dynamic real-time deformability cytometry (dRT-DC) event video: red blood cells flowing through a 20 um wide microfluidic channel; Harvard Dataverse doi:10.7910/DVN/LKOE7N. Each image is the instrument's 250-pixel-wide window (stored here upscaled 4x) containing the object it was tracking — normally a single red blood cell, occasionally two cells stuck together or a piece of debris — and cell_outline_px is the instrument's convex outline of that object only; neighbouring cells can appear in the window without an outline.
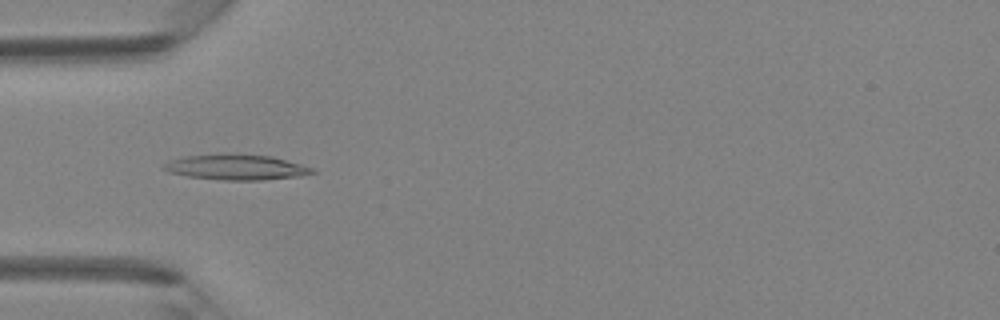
{"species": "Egyptian fruit bat (a non-hibernating species)", "species_latin": "Rousettus aegyptiacus", "temperature_condition": "room temperature", "stored_images_in_passage": 40, "camera_frame_rate_fps": 3000, "um_per_image_px": 0.085, "animal": {"sex": "female"}, "frame": {"image": 1, "passage_image": 11, "time_ms": 3.333, "image_size_px": [1000, 320], "cell_outline_px": [[316, 172], [300, 176], [264, 180], [224, 180], [188, 176], [168, 172], [160, 168], [168, 160], [184, 156], [272, 156], [300, 164], [312, 168]], "centroid_in_image_um": [20.06, 14.25], "position_along_channel_um": 64.9, "area_um2": 21.1}}
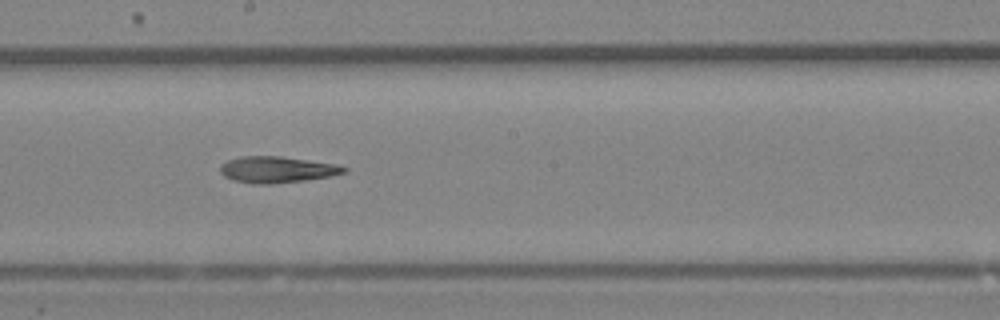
{"frame": {"image": 2, "passage_image": 21, "time_ms": 6.667, "image_size_px": [1000, 320], "cell_outline_px": [[348, 172], [328, 176], [304, 180], [272, 184], [252, 184], [232, 180], [224, 176], [220, 172], [220, 164], [228, 160], [240, 156], [280, 156], [336, 164], [348, 168]], "centroid_in_image_um": [23.51, 14.41], "position_along_channel_um": 224.7, "area_um2": 19.02}}
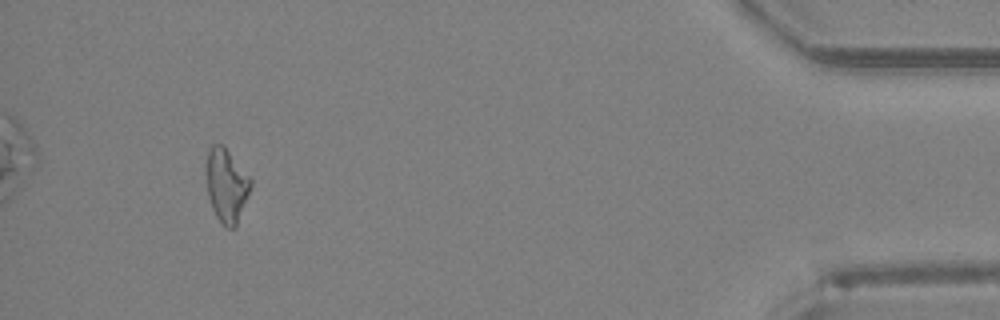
{"frame": {"image": 3, "passage_image": 37, "time_ms": 12.0, "image_size_px": [1000, 320], "cell_outline_px": [[252, 188], [236, 224], [232, 228], [228, 228], [216, 216], [212, 208], [208, 196], [208, 152], [212, 144], [224, 144], [252, 176]], "centroid_in_image_um": [19.32, 15.69], "position_along_channel_um": 415.9, "area_um2": 19.02}}